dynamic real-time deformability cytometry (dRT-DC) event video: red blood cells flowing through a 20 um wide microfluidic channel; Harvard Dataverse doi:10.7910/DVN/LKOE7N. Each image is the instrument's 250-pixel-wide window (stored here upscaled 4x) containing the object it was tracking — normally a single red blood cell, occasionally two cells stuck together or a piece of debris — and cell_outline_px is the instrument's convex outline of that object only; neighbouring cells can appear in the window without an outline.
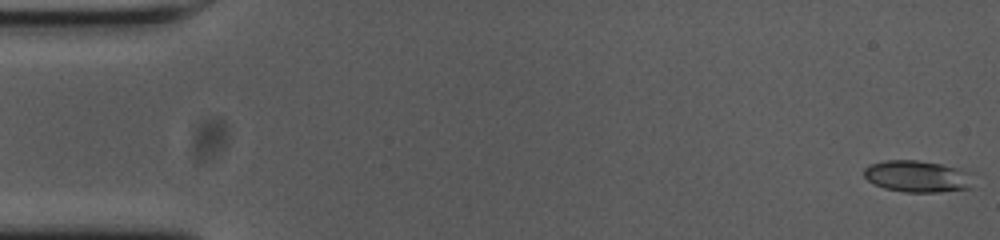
{"species": "common noctule bat (a hibernating species)", "species_latin": "Nyctalus noctula", "temperature_condition": "cold", "stored_images_in_passage": 55, "camera_frame_rate_fps": 3000, "um_per_image_px": 0.085, "animal": {"sex": "female", "body_mass_g": 23.0, "forearm_length_mm": 53.4}, "frame": {"image": 1, "passage_image": 1, "time_ms": 0.0, "image_size_px": [1000, 240], "cell_outline_px": [[972, 188], [940, 192], [904, 192], [884, 188], [868, 180], [864, 176], [864, 168], [868, 164], [884, 160], [916, 160], [940, 164], [956, 168], [968, 172]], "centroid_in_image_um": [77.92, 14.99], "position_along_channel_um": 7.1, "area_um2": 20.0}}
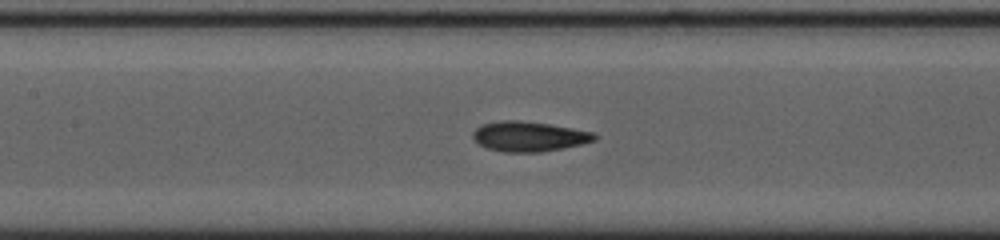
{"frame": {"image": 2, "passage_image": 25, "time_ms": 8.0, "image_size_px": [1000, 240], "cell_outline_px": [[596, 140], [580, 144], [540, 152], [504, 152], [488, 148], [480, 144], [472, 136], [472, 132], [476, 128], [484, 124], [500, 120], [520, 120], [548, 124], [572, 128], [592, 132], [596, 136]], "centroid_in_image_um": [44.94, 11.59], "position_along_channel_um": 162.5, "area_um2": 20.92}}
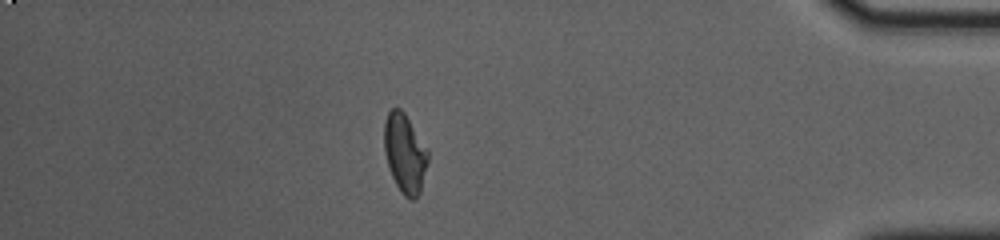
{"frame": {"image": 3, "passage_image": 48, "time_ms": 15.667, "image_size_px": [1000, 240], "cell_outline_px": [[428, 160], [420, 192], [412, 200], [408, 200], [400, 192], [392, 176], [384, 152], [384, 120], [388, 112], [392, 108], [400, 108], [404, 112], [428, 148]], "centroid_in_image_um": [34.41, 13.02], "position_along_channel_um": 400.8, "area_um2": 20.23}, "authors_computed_cell_mechanics": {"area_um2": 20.2878, "velocity_mm_per_s": 3.6863, "shape_relaxation_time_tau1_ms": 4.2864, "shape_relaxation_time_tau2_ms": 1.8937, "deformation_change_tau1": 0.1678, "deformation_change_tau2": 0.0905}}